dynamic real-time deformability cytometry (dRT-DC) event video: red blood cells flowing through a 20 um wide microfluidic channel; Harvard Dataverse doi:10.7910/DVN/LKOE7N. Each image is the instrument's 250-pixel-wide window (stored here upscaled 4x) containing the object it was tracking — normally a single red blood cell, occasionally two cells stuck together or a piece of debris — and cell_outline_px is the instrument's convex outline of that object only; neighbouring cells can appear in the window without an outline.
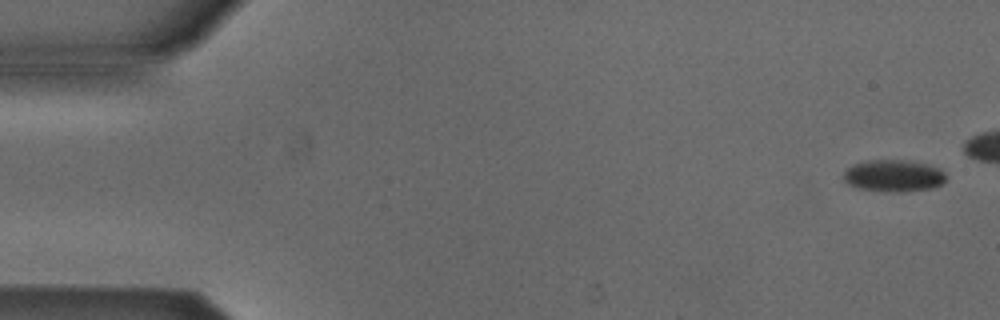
{"species": "Egyptian fruit bat (a non-hibernating species)", "species_latin": "Rousettus aegyptiacus", "temperature_condition": "cold", "stored_images_in_passage": 8, "camera_frame_rate_fps": 3000, "um_per_image_px": 0.085, "animal": {"sex": "male"}, "frame": {"image": 1, "passage_image": 1, "time_ms": 0.0, "image_size_px": [1000, 320], "cell_outline_px": [[944, 180], [940, 184], [932, 188], [896, 192], [860, 188], [848, 184], [844, 180], [844, 172], [848, 168], [856, 164], [868, 160], [900, 160], [924, 164], [936, 168], [944, 172]], "centroid_in_image_um": [75.92, 14.94], "position_along_channel_um": 9.1, "area_um2": 18.38}}
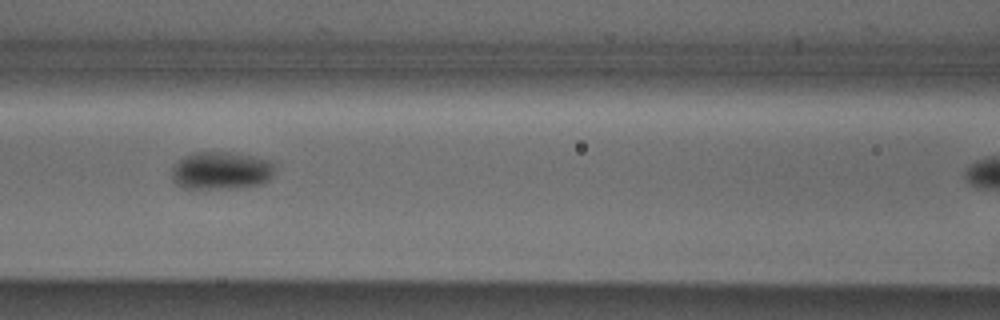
{"frame": {"image": 2, "passage_image": 7, "time_ms": 2.0, "image_size_px": [1000, 320], "cell_outline_px": [[272, 176], [268, 180], [260, 184], [236, 188], [184, 188], [176, 184], [172, 180], [172, 168], [176, 160], [192, 152], [228, 152], [252, 156], [268, 160], [272, 164]], "centroid_in_image_um": [18.72, 14.49], "position_along_channel_um": 147.9, "area_um2": 22.6}}